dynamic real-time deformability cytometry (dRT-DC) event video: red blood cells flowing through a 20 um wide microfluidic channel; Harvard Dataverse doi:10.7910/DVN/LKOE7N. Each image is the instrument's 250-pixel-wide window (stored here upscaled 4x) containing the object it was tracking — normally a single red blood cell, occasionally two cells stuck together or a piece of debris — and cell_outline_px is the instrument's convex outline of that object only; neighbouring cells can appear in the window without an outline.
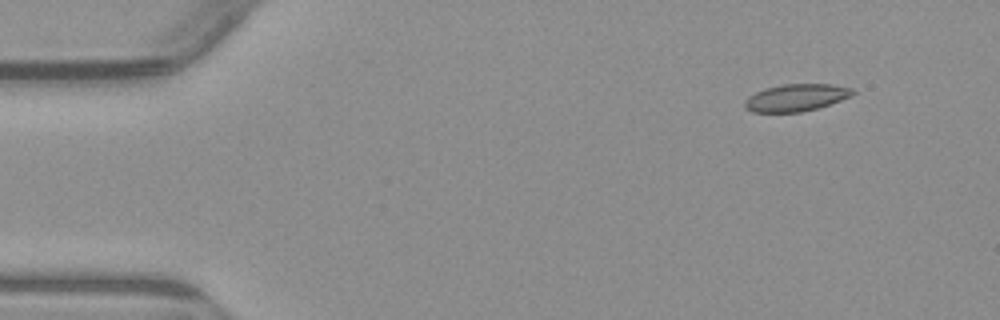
{"species": "common noctule bat (a hibernating species)", "species_latin": "Nyctalus noctula", "temperature_condition": "warm", "stored_images_in_passage": 4, "camera_frame_rate_fps": 3000, "um_per_image_px": 0.085, "animal": {"sex": "male", "body_mass_g": 23.1, "forearm_length_mm": 52.7}, "frame": {"image": 1, "passage_image": 1, "time_ms": 0.0, "image_size_px": [1000, 320], "cell_outline_px": [[856, 92], [852, 96], [816, 108], [800, 112], [752, 112], [744, 108], [744, 100], [748, 96], [764, 88], [784, 84], [832, 84], [852, 88]], "centroid_in_image_um": [67.64, 8.29], "position_along_channel_um": 17.4, "area_um2": 17.11}}
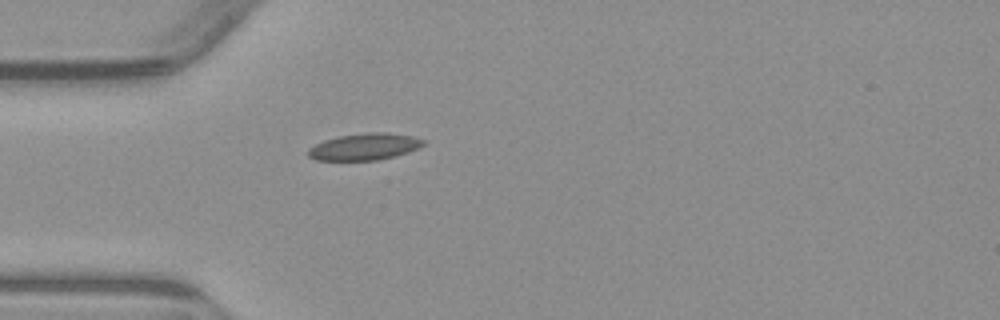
{"frame": {"image": 2, "passage_image": 4, "time_ms": 3.333, "image_size_px": [1000, 320], "cell_outline_px": [[424, 144], [408, 152], [396, 156], [376, 160], [316, 160], [308, 156], [308, 148], [324, 140], [340, 136], [368, 132], [388, 132], [412, 136], [424, 140]], "centroid_in_image_um": [30.97, 12.47], "position_along_channel_um": 54.0, "area_um2": 17.8}}